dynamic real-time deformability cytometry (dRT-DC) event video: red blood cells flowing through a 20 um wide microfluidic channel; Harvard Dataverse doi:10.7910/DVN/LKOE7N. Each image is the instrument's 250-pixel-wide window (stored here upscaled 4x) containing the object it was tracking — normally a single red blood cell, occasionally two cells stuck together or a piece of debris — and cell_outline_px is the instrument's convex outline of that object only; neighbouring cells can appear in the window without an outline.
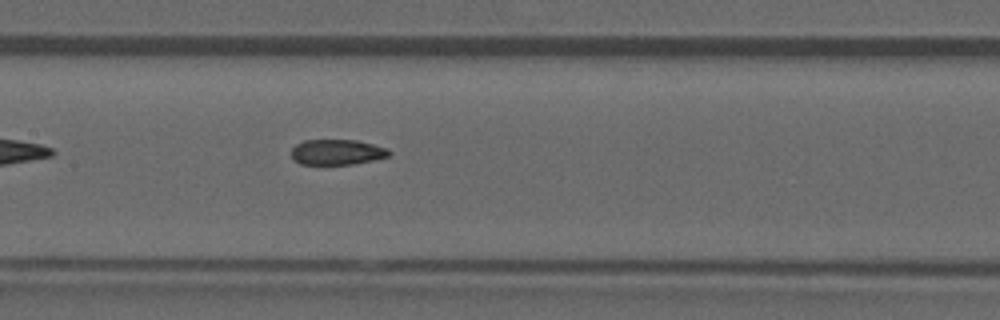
{"species": "common noctule bat (a hibernating species)", "species_latin": "Nyctalus noctula", "temperature_condition": "warm", "stored_images_in_passage": 29, "camera_frame_rate_fps": 3000, "um_per_image_px": 0.085, "animal": {"sex": "male", "forearm_length_mm": 52.5}, "frame": {"image": 1, "passage_image": 9, "time_ms": 2.667, "image_size_px": [1000, 320], "cell_outline_px": [[392, 152], [388, 156], [372, 160], [352, 164], [300, 164], [292, 156], [292, 148], [296, 144], [304, 140], [356, 140], [388, 148]], "centroid_in_image_um": [28.66, 12.92], "position_along_channel_um": 178.7, "area_um2": 14.33}}